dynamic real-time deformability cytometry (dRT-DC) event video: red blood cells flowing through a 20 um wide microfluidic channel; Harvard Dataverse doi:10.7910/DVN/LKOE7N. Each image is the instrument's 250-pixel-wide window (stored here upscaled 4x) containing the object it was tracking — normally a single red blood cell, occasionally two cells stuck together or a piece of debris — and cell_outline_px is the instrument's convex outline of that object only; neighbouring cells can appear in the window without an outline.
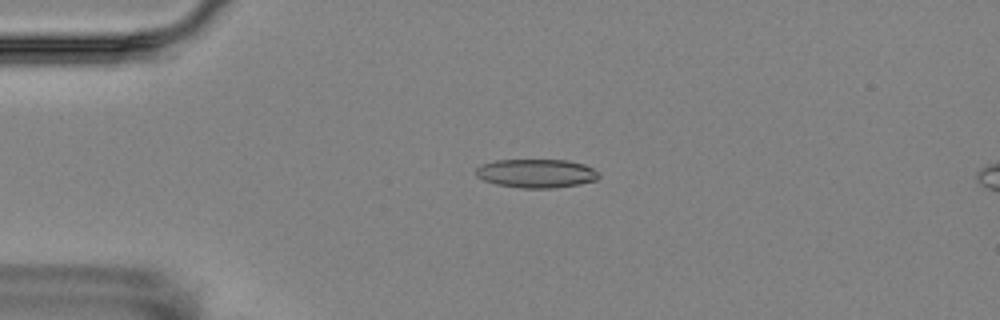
{"species": "Egyptian fruit bat (a non-hibernating species)", "species_latin": "Rousettus aegyptiacus", "temperature_condition": "room temperature", "stored_images_in_passage": 6, "camera_frame_rate_fps": 3000, "um_per_image_px": 0.085, "animal": {"sex": "female"}, "frame": {"image": 1, "passage_image": 4, "time_ms": 3.333, "image_size_px": [1000, 320], "cell_outline_px": [[600, 176], [596, 180], [580, 184], [556, 188], [520, 188], [496, 184], [484, 180], [476, 176], [476, 168], [480, 164], [496, 160], [568, 160], [584, 164], [600, 172]], "centroid_in_image_um": [45.6, 14.74], "position_along_channel_um": 39.4, "area_um2": 20.75}}